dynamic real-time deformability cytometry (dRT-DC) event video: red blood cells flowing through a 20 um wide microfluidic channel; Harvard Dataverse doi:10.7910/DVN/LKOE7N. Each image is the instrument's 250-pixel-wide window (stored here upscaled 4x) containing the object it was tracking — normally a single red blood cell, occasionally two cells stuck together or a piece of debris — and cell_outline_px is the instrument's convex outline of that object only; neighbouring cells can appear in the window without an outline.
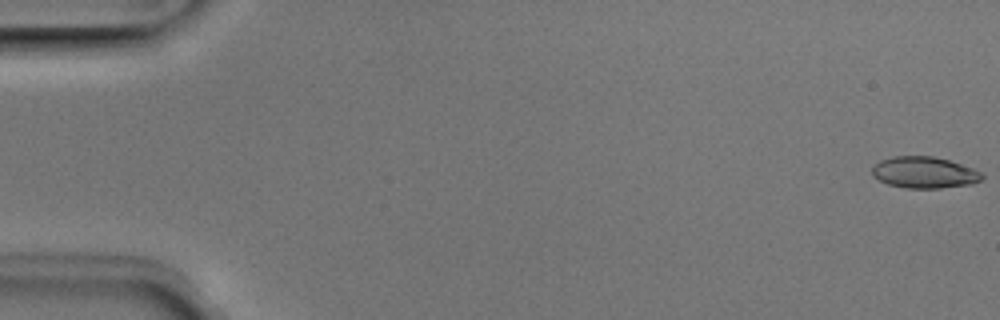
{"species": "Egyptian fruit bat (a non-hibernating species)", "species_latin": "Rousettus aegyptiacus", "temperature_condition": "room temperature", "stored_images_in_passage": 6, "camera_frame_rate_fps": 3000, "um_per_image_px": 0.085, "animal": {"sex": "male"}, "frame": {"image": 1, "passage_image": 1, "time_ms": 0.0, "image_size_px": [1000, 320], "cell_outline_px": [[984, 176], [980, 180], [972, 184], [940, 188], [904, 188], [888, 184], [872, 176], [872, 168], [880, 160], [892, 156], [932, 156], [948, 160], [984, 172]], "centroid_in_image_um": [78.57, 14.66], "position_along_channel_um": 6.4, "area_um2": 20.17}}
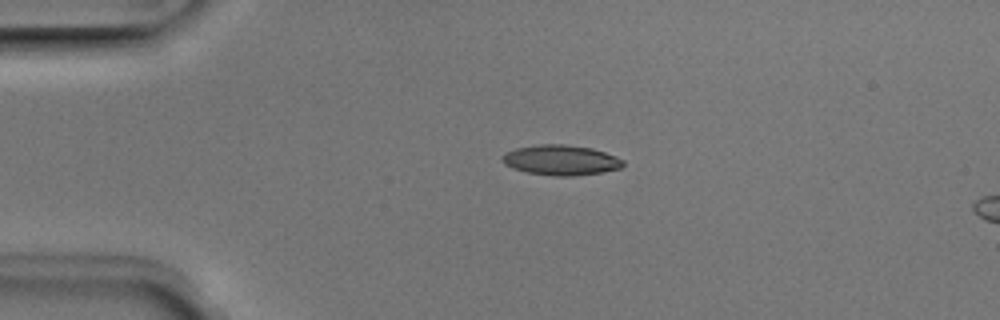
{"frame": {"image": 2, "passage_image": 4, "time_ms": 1.0, "image_size_px": [1000, 320], "cell_outline_px": [[624, 164], [620, 168], [600, 172], [572, 176], [552, 176], [528, 172], [512, 168], [504, 164], [500, 160], [500, 156], [516, 148], [540, 144], [564, 144], [592, 148], [616, 156], [624, 160]], "centroid_in_image_um": [47.65, 13.6], "position_along_channel_um": 37.3, "area_um2": 21.21}}